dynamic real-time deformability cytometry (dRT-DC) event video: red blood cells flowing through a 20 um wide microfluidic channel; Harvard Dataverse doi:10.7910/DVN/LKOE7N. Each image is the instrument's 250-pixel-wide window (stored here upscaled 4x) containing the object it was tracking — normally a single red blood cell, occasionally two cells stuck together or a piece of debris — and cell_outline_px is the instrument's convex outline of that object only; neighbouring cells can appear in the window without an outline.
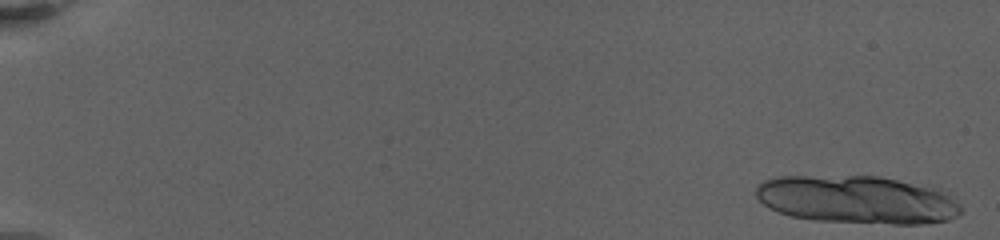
{"species": "human", "species_latin": "Homo sapiens", "temperature_condition": "warm", "stored_images_in_passage": 37, "camera_frame_rate_fps": 3000, "um_per_image_px": 0.085, "donor": {"sex": "female"}, "frame": {"image": 1, "passage_image": 3, "time_ms": 0.333, "image_size_px": [1000, 240], "cell_outline_px": [[960, 212], [956, 216], [948, 220], [920, 224], [892, 224], [816, 220], [792, 216], [776, 212], [768, 208], [756, 196], [756, 184], [764, 180], [776, 176], [880, 176], [928, 184], [940, 188], [948, 192], [960, 204]], "centroid_in_image_um": [72.9, 16.95], "position_along_channel_um": 12.1, "area_um2": 58.2}}